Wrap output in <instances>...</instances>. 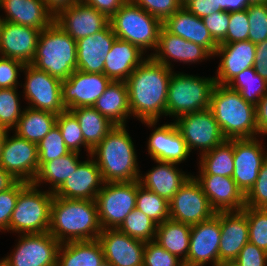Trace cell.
<instances>
[{
    "mask_svg": "<svg viewBox=\"0 0 267 266\" xmlns=\"http://www.w3.org/2000/svg\"><path fill=\"white\" fill-rule=\"evenodd\" d=\"M126 127L115 125L91 152L104 183L139 180L137 153Z\"/></svg>",
    "mask_w": 267,
    "mask_h": 266,
    "instance_id": "3957f363",
    "label": "cell"
},
{
    "mask_svg": "<svg viewBox=\"0 0 267 266\" xmlns=\"http://www.w3.org/2000/svg\"><path fill=\"white\" fill-rule=\"evenodd\" d=\"M256 111V125L259 136L267 135V93L258 101L255 106Z\"/></svg>",
    "mask_w": 267,
    "mask_h": 266,
    "instance_id": "91938a15",
    "label": "cell"
},
{
    "mask_svg": "<svg viewBox=\"0 0 267 266\" xmlns=\"http://www.w3.org/2000/svg\"><path fill=\"white\" fill-rule=\"evenodd\" d=\"M221 239L220 212L210 219L191 225L189 250L184 266H218Z\"/></svg>",
    "mask_w": 267,
    "mask_h": 266,
    "instance_id": "9a60e30c",
    "label": "cell"
},
{
    "mask_svg": "<svg viewBox=\"0 0 267 266\" xmlns=\"http://www.w3.org/2000/svg\"><path fill=\"white\" fill-rule=\"evenodd\" d=\"M143 266H184V262L155 241L145 243Z\"/></svg>",
    "mask_w": 267,
    "mask_h": 266,
    "instance_id": "c3c4849f",
    "label": "cell"
},
{
    "mask_svg": "<svg viewBox=\"0 0 267 266\" xmlns=\"http://www.w3.org/2000/svg\"><path fill=\"white\" fill-rule=\"evenodd\" d=\"M41 31L3 21L0 29V55L31 64Z\"/></svg>",
    "mask_w": 267,
    "mask_h": 266,
    "instance_id": "603a6c76",
    "label": "cell"
},
{
    "mask_svg": "<svg viewBox=\"0 0 267 266\" xmlns=\"http://www.w3.org/2000/svg\"><path fill=\"white\" fill-rule=\"evenodd\" d=\"M147 127H154L147 142V151L154 160L180 164L187 160L190 152L174 122L156 127L158 121H142Z\"/></svg>",
    "mask_w": 267,
    "mask_h": 266,
    "instance_id": "ac0fdd59",
    "label": "cell"
},
{
    "mask_svg": "<svg viewBox=\"0 0 267 266\" xmlns=\"http://www.w3.org/2000/svg\"><path fill=\"white\" fill-rule=\"evenodd\" d=\"M31 65L66 80L77 69L76 41L54 21L41 31Z\"/></svg>",
    "mask_w": 267,
    "mask_h": 266,
    "instance_id": "5b68a950",
    "label": "cell"
},
{
    "mask_svg": "<svg viewBox=\"0 0 267 266\" xmlns=\"http://www.w3.org/2000/svg\"><path fill=\"white\" fill-rule=\"evenodd\" d=\"M13 251L1 258L6 266H57L60 242L49 232L19 234Z\"/></svg>",
    "mask_w": 267,
    "mask_h": 266,
    "instance_id": "7c38bea8",
    "label": "cell"
},
{
    "mask_svg": "<svg viewBox=\"0 0 267 266\" xmlns=\"http://www.w3.org/2000/svg\"><path fill=\"white\" fill-rule=\"evenodd\" d=\"M251 3H267V0H250Z\"/></svg>",
    "mask_w": 267,
    "mask_h": 266,
    "instance_id": "89a4df30",
    "label": "cell"
},
{
    "mask_svg": "<svg viewBox=\"0 0 267 266\" xmlns=\"http://www.w3.org/2000/svg\"><path fill=\"white\" fill-rule=\"evenodd\" d=\"M207 196L211 208L217 212L241 211L245 195L232 177L221 175L193 176Z\"/></svg>",
    "mask_w": 267,
    "mask_h": 266,
    "instance_id": "cb8c5ba5",
    "label": "cell"
},
{
    "mask_svg": "<svg viewBox=\"0 0 267 266\" xmlns=\"http://www.w3.org/2000/svg\"><path fill=\"white\" fill-rule=\"evenodd\" d=\"M213 2L217 11H227V0H213Z\"/></svg>",
    "mask_w": 267,
    "mask_h": 266,
    "instance_id": "e7e4bbea",
    "label": "cell"
},
{
    "mask_svg": "<svg viewBox=\"0 0 267 266\" xmlns=\"http://www.w3.org/2000/svg\"><path fill=\"white\" fill-rule=\"evenodd\" d=\"M184 7L201 19L217 11L213 0H191Z\"/></svg>",
    "mask_w": 267,
    "mask_h": 266,
    "instance_id": "680465c9",
    "label": "cell"
},
{
    "mask_svg": "<svg viewBox=\"0 0 267 266\" xmlns=\"http://www.w3.org/2000/svg\"><path fill=\"white\" fill-rule=\"evenodd\" d=\"M17 88H0V127L10 131L17 125L23 110Z\"/></svg>",
    "mask_w": 267,
    "mask_h": 266,
    "instance_id": "7bdbcfd3",
    "label": "cell"
},
{
    "mask_svg": "<svg viewBox=\"0 0 267 266\" xmlns=\"http://www.w3.org/2000/svg\"><path fill=\"white\" fill-rule=\"evenodd\" d=\"M25 64L19 60L0 56V88H18L19 72H23Z\"/></svg>",
    "mask_w": 267,
    "mask_h": 266,
    "instance_id": "f5cc1de1",
    "label": "cell"
},
{
    "mask_svg": "<svg viewBox=\"0 0 267 266\" xmlns=\"http://www.w3.org/2000/svg\"><path fill=\"white\" fill-rule=\"evenodd\" d=\"M55 23L75 41L103 30L109 18L82 0L61 10L55 17Z\"/></svg>",
    "mask_w": 267,
    "mask_h": 266,
    "instance_id": "ffe728a7",
    "label": "cell"
},
{
    "mask_svg": "<svg viewBox=\"0 0 267 266\" xmlns=\"http://www.w3.org/2000/svg\"><path fill=\"white\" fill-rule=\"evenodd\" d=\"M9 132H10V130L0 127V156H1L4 141H5L6 136Z\"/></svg>",
    "mask_w": 267,
    "mask_h": 266,
    "instance_id": "03108f58",
    "label": "cell"
},
{
    "mask_svg": "<svg viewBox=\"0 0 267 266\" xmlns=\"http://www.w3.org/2000/svg\"><path fill=\"white\" fill-rule=\"evenodd\" d=\"M39 168L53 159L65 156L70 150L65 145L59 127L55 124L50 132L37 144Z\"/></svg>",
    "mask_w": 267,
    "mask_h": 266,
    "instance_id": "f6af8a7d",
    "label": "cell"
},
{
    "mask_svg": "<svg viewBox=\"0 0 267 266\" xmlns=\"http://www.w3.org/2000/svg\"><path fill=\"white\" fill-rule=\"evenodd\" d=\"M214 77H200L183 72H172L168 85L166 116L181 115L210 108Z\"/></svg>",
    "mask_w": 267,
    "mask_h": 266,
    "instance_id": "8992f818",
    "label": "cell"
},
{
    "mask_svg": "<svg viewBox=\"0 0 267 266\" xmlns=\"http://www.w3.org/2000/svg\"><path fill=\"white\" fill-rule=\"evenodd\" d=\"M28 182L17 180L10 188L0 192V232H9V221L19 193Z\"/></svg>",
    "mask_w": 267,
    "mask_h": 266,
    "instance_id": "7dc6e473",
    "label": "cell"
},
{
    "mask_svg": "<svg viewBox=\"0 0 267 266\" xmlns=\"http://www.w3.org/2000/svg\"><path fill=\"white\" fill-rule=\"evenodd\" d=\"M249 226V242L267 252V209L245 206Z\"/></svg>",
    "mask_w": 267,
    "mask_h": 266,
    "instance_id": "ee69618b",
    "label": "cell"
},
{
    "mask_svg": "<svg viewBox=\"0 0 267 266\" xmlns=\"http://www.w3.org/2000/svg\"><path fill=\"white\" fill-rule=\"evenodd\" d=\"M220 229L219 261H234L249 242L246 213L243 210L220 212Z\"/></svg>",
    "mask_w": 267,
    "mask_h": 266,
    "instance_id": "4316f807",
    "label": "cell"
},
{
    "mask_svg": "<svg viewBox=\"0 0 267 266\" xmlns=\"http://www.w3.org/2000/svg\"><path fill=\"white\" fill-rule=\"evenodd\" d=\"M137 180L104 183L97 193L99 222L104 229H117L136 208Z\"/></svg>",
    "mask_w": 267,
    "mask_h": 266,
    "instance_id": "9c48e42d",
    "label": "cell"
},
{
    "mask_svg": "<svg viewBox=\"0 0 267 266\" xmlns=\"http://www.w3.org/2000/svg\"><path fill=\"white\" fill-rule=\"evenodd\" d=\"M22 109V115L12 133L38 144L56 124L57 114L27 106Z\"/></svg>",
    "mask_w": 267,
    "mask_h": 266,
    "instance_id": "836d02e7",
    "label": "cell"
},
{
    "mask_svg": "<svg viewBox=\"0 0 267 266\" xmlns=\"http://www.w3.org/2000/svg\"><path fill=\"white\" fill-rule=\"evenodd\" d=\"M157 163L146 174H140L139 182L147 190L165 198L168 202L192 174H186L178 164L154 160Z\"/></svg>",
    "mask_w": 267,
    "mask_h": 266,
    "instance_id": "f546056e",
    "label": "cell"
},
{
    "mask_svg": "<svg viewBox=\"0 0 267 266\" xmlns=\"http://www.w3.org/2000/svg\"><path fill=\"white\" fill-rule=\"evenodd\" d=\"M174 120L190 153L197 149L201 155L226 140L210 108L184 114Z\"/></svg>",
    "mask_w": 267,
    "mask_h": 266,
    "instance_id": "8fae6325",
    "label": "cell"
},
{
    "mask_svg": "<svg viewBox=\"0 0 267 266\" xmlns=\"http://www.w3.org/2000/svg\"><path fill=\"white\" fill-rule=\"evenodd\" d=\"M191 0H179V3L182 7H184L187 3H189Z\"/></svg>",
    "mask_w": 267,
    "mask_h": 266,
    "instance_id": "a7ac6f4b",
    "label": "cell"
},
{
    "mask_svg": "<svg viewBox=\"0 0 267 266\" xmlns=\"http://www.w3.org/2000/svg\"><path fill=\"white\" fill-rule=\"evenodd\" d=\"M245 205L267 209V159L262 164L254 186L245 195Z\"/></svg>",
    "mask_w": 267,
    "mask_h": 266,
    "instance_id": "f907efd6",
    "label": "cell"
},
{
    "mask_svg": "<svg viewBox=\"0 0 267 266\" xmlns=\"http://www.w3.org/2000/svg\"><path fill=\"white\" fill-rule=\"evenodd\" d=\"M162 27L173 35L204 47L212 56L219 44L205 27L203 19L189 12L185 7L175 11L162 22Z\"/></svg>",
    "mask_w": 267,
    "mask_h": 266,
    "instance_id": "83f0119b",
    "label": "cell"
},
{
    "mask_svg": "<svg viewBox=\"0 0 267 266\" xmlns=\"http://www.w3.org/2000/svg\"><path fill=\"white\" fill-rule=\"evenodd\" d=\"M191 234V225L165 220L157 225L155 242L183 262L186 261Z\"/></svg>",
    "mask_w": 267,
    "mask_h": 266,
    "instance_id": "e575fe53",
    "label": "cell"
},
{
    "mask_svg": "<svg viewBox=\"0 0 267 266\" xmlns=\"http://www.w3.org/2000/svg\"><path fill=\"white\" fill-rule=\"evenodd\" d=\"M216 212L193 175L169 201V219L189 225L210 219Z\"/></svg>",
    "mask_w": 267,
    "mask_h": 266,
    "instance_id": "4fadbf2b",
    "label": "cell"
},
{
    "mask_svg": "<svg viewBox=\"0 0 267 266\" xmlns=\"http://www.w3.org/2000/svg\"><path fill=\"white\" fill-rule=\"evenodd\" d=\"M105 260L98 240L61 243L57 266H104Z\"/></svg>",
    "mask_w": 267,
    "mask_h": 266,
    "instance_id": "d6a6232c",
    "label": "cell"
},
{
    "mask_svg": "<svg viewBox=\"0 0 267 266\" xmlns=\"http://www.w3.org/2000/svg\"><path fill=\"white\" fill-rule=\"evenodd\" d=\"M202 19L213 39L218 44H221L225 40L228 31L230 12L216 11Z\"/></svg>",
    "mask_w": 267,
    "mask_h": 266,
    "instance_id": "db71d44e",
    "label": "cell"
},
{
    "mask_svg": "<svg viewBox=\"0 0 267 266\" xmlns=\"http://www.w3.org/2000/svg\"><path fill=\"white\" fill-rule=\"evenodd\" d=\"M249 29L247 9L230 12L228 31L225 40L221 44L249 40Z\"/></svg>",
    "mask_w": 267,
    "mask_h": 266,
    "instance_id": "681fc988",
    "label": "cell"
},
{
    "mask_svg": "<svg viewBox=\"0 0 267 266\" xmlns=\"http://www.w3.org/2000/svg\"><path fill=\"white\" fill-rule=\"evenodd\" d=\"M227 86L238 91L246 102L254 106L267 93V81L253 67L237 74Z\"/></svg>",
    "mask_w": 267,
    "mask_h": 266,
    "instance_id": "f35d334b",
    "label": "cell"
},
{
    "mask_svg": "<svg viewBox=\"0 0 267 266\" xmlns=\"http://www.w3.org/2000/svg\"><path fill=\"white\" fill-rule=\"evenodd\" d=\"M108 266H143L145 243L118 229H104L98 239Z\"/></svg>",
    "mask_w": 267,
    "mask_h": 266,
    "instance_id": "d6986e66",
    "label": "cell"
},
{
    "mask_svg": "<svg viewBox=\"0 0 267 266\" xmlns=\"http://www.w3.org/2000/svg\"><path fill=\"white\" fill-rule=\"evenodd\" d=\"M117 229L132 238L149 242L155 240L157 224L135 208Z\"/></svg>",
    "mask_w": 267,
    "mask_h": 266,
    "instance_id": "b9f144b4",
    "label": "cell"
},
{
    "mask_svg": "<svg viewBox=\"0 0 267 266\" xmlns=\"http://www.w3.org/2000/svg\"><path fill=\"white\" fill-rule=\"evenodd\" d=\"M48 232L60 243L97 240L102 227L96 201L54 196Z\"/></svg>",
    "mask_w": 267,
    "mask_h": 266,
    "instance_id": "7a4b0ae2",
    "label": "cell"
},
{
    "mask_svg": "<svg viewBox=\"0 0 267 266\" xmlns=\"http://www.w3.org/2000/svg\"><path fill=\"white\" fill-rule=\"evenodd\" d=\"M117 38L138 46L144 53L156 51L162 22L127 0L109 19Z\"/></svg>",
    "mask_w": 267,
    "mask_h": 266,
    "instance_id": "52a82bcc",
    "label": "cell"
},
{
    "mask_svg": "<svg viewBox=\"0 0 267 266\" xmlns=\"http://www.w3.org/2000/svg\"><path fill=\"white\" fill-rule=\"evenodd\" d=\"M78 119L85 143L93 150L115 127L107 117L93 106L70 110Z\"/></svg>",
    "mask_w": 267,
    "mask_h": 266,
    "instance_id": "8d00e7d4",
    "label": "cell"
},
{
    "mask_svg": "<svg viewBox=\"0 0 267 266\" xmlns=\"http://www.w3.org/2000/svg\"><path fill=\"white\" fill-rule=\"evenodd\" d=\"M112 82L102 73H86L76 69L62 81V102L66 110L93 106Z\"/></svg>",
    "mask_w": 267,
    "mask_h": 266,
    "instance_id": "e0dca14e",
    "label": "cell"
},
{
    "mask_svg": "<svg viewBox=\"0 0 267 266\" xmlns=\"http://www.w3.org/2000/svg\"><path fill=\"white\" fill-rule=\"evenodd\" d=\"M136 208L157 225L169 219V202L144 188L139 180H137Z\"/></svg>",
    "mask_w": 267,
    "mask_h": 266,
    "instance_id": "ab89813d",
    "label": "cell"
},
{
    "mask_svg": "<svg viewBox=\"0 0 267 266\" xmlns=\"http://www.w3.org/2000/svg\"><path fill=\"white\" fill-rule=\"evenodd\" d=\"M80 153L70 152L65 156L57 159L45 162L37 173L35 180L32 182L38 188L40 185L48 183L50 187L48 191L55 193L67 180L73 170H76L79 160Z\"/></svg>",
    "mask_w": 267,
    "mask_h": 266,
    "instance_id": "d590c367",
    "label": "cell"
},
{
    "mask_svg": "<svg viewBox=\"0 0 267 266\" xmlns=\"http://www.w3.org/2000/svg\"><path fill=\"white\" fill-rule=\"evenodd\" d=\"M251 4L250 0H227V12L241 11Z\"/></svg>",
    "mask_w": 267,
    "mask_h": 266,
    "instance_id": "be15d7a7",
    "label": "cell"
},
{
    "mask_svg": "<svg viewBox=\"0 0 267 266\" xmlns=\"http://www.w3.org/2000/svg\"><path fill=\"white\" fill-rule=\"evenodd\" d=\"M146 12L163 22L182 6L179 0H131Z\"/></svg>",
    "mask_w": 267,
    "mask_h": 266,
    "instance_id": "816d5d0a",
    "label": "cell"
},
{
    "mask_svg": "<svg viewBox=\"0 0 267 266\" xmlns=\"http://www.w3.org/2000/svg\"><path fill=\"white\" fill-rule=\"evenodd\" d=\"M0 166L16 180L32 183L39 171L37 144L24 138L7 134L3 144Z\"/></svg>",
    "mask_w": 267,
    "mask_h": 266,
    "instance_id": "5bb4252c",
    "label": "cell"
},
{
    "mask_svg": "<svg viewBox=\"0 0 267 266\" xmlns=\"http://www.w3.org/2000/svg\"><path fill=\"white\" fill-rule=\"evenodd\" d=\"M25 83L21 84L24 100L28 106L37 110H44L60 114L65 106L62 102V81L49 75L47 72L37 69L31 64L23 68Z\"/></svg>",
    "mask_w": 267,
    "mask_h": 266,
    "instance_id": "30bf717a",
    "label": "cell"
},
{
    "mask_svg": "<svg viewBox=\"0 0 267 266\" xmlns=\"http://www.w3.org/2000/svg\"><path fill=\"white\" fill-rule=\"evenodd\" d=\"M3 21L44 30L54 22V15L43 0H0Z\"/></svg>",
    "mask_w": 267,
    "mask_h": 266,
    "instance_id": "f1b7e54d",
    "label": "cell"
},
{
    "mask_svg": "<svg viewBox=\"0 0 267 266\" xmlns=\"http://www.w3.org/2000/svg\"><path fill=\"white\" fill-rule=\"evenodd\" d=\"M2 22H3V19H2L1 15H0V29H1Z\"/></svg>",
    "mask_w": 267,
    "mask_h": 266,
    "instance_id": "2644e50d",
    "label": "cell"
},
{
    "mask_svg": "<svg viewBox=\"0 0 267 266\" xmlns=\"http://www.w3.org/2000/svg\"><path fill=\"white\" fill-rule=\"evenodd\" d=\"M256 44L249 40L219 44L213 57H221L214 76L216 84L227 85L237 74L254 66Z\"/></svg>",
    "mask_w": 267,
    "mask_h": 266,
    "instance_id": "d4e9b609",
    "label": "cell"
},
{
    "mask_svg": "<svg viewBox=\"0 0 267 266\" xmlns=\"http://www.w3.org/2000/svg\"><path fill=\"white\" fill-rule=\"evenodd\" d=\"M17 180L0 166V192L10 188Z\"/></svg>",
    "mask_w": 267,
    "mask_h": 266,
    "instance_id": "6125c7cd",
    "label": "cell"
},
{
    "mask_svg": "<svg viewBox=\"0 0 267 266\" xmlns=\"http://www.w3.org/2000/svg\"><path fill=\"white\" fill-rule=\"evenodd\" d=\"M262 144V141L256 137L233 139L234 171L232 178L244 195L254 186L262 164L267 159V149Z\"/></svg>",
    "mask_w": 267,
    "mask_h": 266,
    "instance_id": "2e32d148",
    "label": "cell"
},
{
    "mask_svg": "<svg viewBox=\"0 0 267 266\" xmlns=\"http://www.w3.org/2000/svg\"><path fill=\"white\" fill-rule=\"evenodd\" d=\"M93 107L115 125H126L131 116L126 82L112 81Z\"/></svg>",
    "mask_w": 267,
    "mask_h": 266,
    "instance_id": "1f68e13d",
    "label": "cell"
},
{
    "mask_svg": "<svg viewBox=\"0 0 267 266\" xmlns=\"http://www.w3.org/2000/svg\"><path fill=\"white\" fill-rule=\"evenodd\" d=\"M255 53L253 68L267 81V39L256 44Z\"/></svg>",
    "mask_w": 267,
    "mask_h": 266,
    "instance_id": "6f0895ef",
    "label": "cell"
},
{
    "mask_svg": "<svg viewBox=\"0 0 267 266\" xmlns=\"http://www.w3.org/2000/svg\"><path fill=\"white\" fill-rule=\"evenodd\" d=\"M135 68L125 81L131 116L139 121H158L166 116L168 85L173 70L151 56Z\"/></svg>",
    "mask_w": 267,
    "mask_h": 266,
    "instance_id": "6da1fadb",
    "label": "cell"
},
{
    "mask_svg": "<svg viewBox=\"0 0 267 266\" xmlns=\"http://www.w3.org/2000/svg\"><path fill=\"white\" fill-rule=\"evenodd\" d=\"M48 10L56 16L61 10L66 9L80 0H43Z\"/></svg>",
    "mask_w": 267,
    "mask_h": 266,
    "instance_id": "94428289",
    "label": "cell"
},
{
    "mask_svg": "<svg viewBox=\"0 0 267 266\" xmlns=\"http://www.w3.org/2000/svg\"><path fill=\"white\" fill-rule=\"evenodd\" d=\"M89 158V159H88ZM104 181L96 161L91 155L78 164L54 196L76 200H95Z\"/></svg>",
    "mask_w": 267,
    "mask_h": 266,
    "instance_id": "7402d4cb",
    "label": "cell"
},
{
    "mask_svg": "<svg viewBox=\"0 0 267 266\" xmlns=\"http://www.w3.org/2000/svg\"><path fill=\"white\" fill-rule=\"evenodd\" d=\"M86 5L104 13L109 19L127 0H82Z\"/></svg>",
    "mask_w": 267,
    "mask_h": 266,
    "instance_id": "9f6ffc18",
    "label": "cell"
},
{
    "mask_svg": "<svg viewBox=\"0 0 267 266\" xmlns=\"http://www.w3.org/2000/svg\"><path fill=\"white\" fill-rule=\"evenodd\" d=\"M249 41L259 43L267 39V3H252L247 8Z\"/></svg>",
    "mask_w": 267,
    "mask_h": 266,
    "instance_id": "bcb514c9",
    "label": "cell"
},
{
    "mask_svg": "<svg viewBox=\"0 0 267 266\" xmlns=\"http://www.w3.org/2000/svg\"><path fill=\"white\" fill-rule=\"evenodd\" d=\"M148 56L172 70L173 61L194 64L213 57L204 47L173 35L163 27L159 31L156 51L154 53L151 52Z\"/></svg>",
    "mask_w": 267,
    "mask_h": 266,
    "instance_id": "44dd1931",
    "label": "cell"
},
{
    "mask_svg": "<svg viewBox=\"0 0 267 266\" xmlns=\"http://www.w3.org/2000/svg\"><path fill=\"white\" fill-rule=\"evenodd\" d=\"M54 193L41 191L29 183L17 198L9 221V232L19 234L44 233L49 231L51 204Z\"/></svg>",
    "mask_w": 267,
    "mask_h": 266,
    "instance_id": "ba28073f",
    "label": "cell"
},
{
    "mask_svg": "<svg viewBox=\"0 0 267 266\" xmlns=\"http://www.w3.org/2000/svg\"><path fill=\"white\" fill-rule=\"evenodd\" d=\"M234 262L239 266H267V252L247 242Z\"/></svg>",
    "mask_w": 267,
    "mask_h": 266,
    "instance_id": "11a10c76",
    "label": "cell"
},
{
    "mask_svg": "<svg viewBox=\"0 0 267 266\" xmlns=\"http://www.w3.org/2000/svg\"><path fill=\"white\" fill-rule=\"evenodd\" d=\"M218 266H239V265L234 261H227L220 263Z\"/></svg>",
    "mask_w": 267,
    "mask_h": 266,
    "instance_id": "003e7915",
    "label": "cell"
},
{
    "mask_svg": "<svg viewBox=\"0 0 267 266\" xmlns=\"http://www.w3.org/2000/svg\"><path fill=\"white\" fill-rule=\"evenodd\" d=\"M138 46L116 38L104 64V75L112 81H126L146 58Z\"/></svg>",
    "mask_w": 267,
    "mask_h": 266,
    "instance_id": "4dcf8cb0",
    "label": "cell"
},
{
    "mask_svg": "<svg viewBox=\"0 0 267 266\" xmlns=\"http://www.w3.org/2000/svg\"><path fill=\"white\" fill-rule=\"evenodd\" d=\"M0 266H6L1 259H0Z\"/></svg>",
    "mask_w": 267,
    "mask_h": 266,
    "instance_id": "8c879c8a",
    "label": "cell"
},
{
    "mask_svg": "<svg viewBox=\"0 0 267 266\" xmlns=\"http://www.w3.org/2000/svg\"><path fill=\"white\" fill-rule=\"evenodd\" d=\"M210 110L226 139L258 137L255 106L246 102L238 91L215 84Z\"/></svg>",
    "mask_w": 267,
    "mask_h": 266,
    "instance_id": "277c9868",
    "label": "cell"
},
{
    "mask_svg": "<svg viewBox=\"0 0 267 266\" xmlns=\"http://www.w3.org/2000/svg\"><path fill=\"white\" fill-rule=\"evenodd\" d=\"M56 125L59 127L65 145L70 152L80 153L81 148L86 150V156L91 155L92 149L85 143L80 124L76 116L69 110L57 115Z\"/></svg>",
    "mask_w": 267,
    "mask_h": 266,
    "instance_id": "60d3db41",
    "label": "cell"
},
{
    "mask_svg": "<svg viewBox=\"0 0 267 266\" xmlns=\"http://www.w3.org/2000/svg\"><path fill=\"white\" fill-rule=\"evenodd\" d=\"M116 38L109 23L103 30L77 40V69L104 74L105 59Z\"/></svg>",
    "mask_w": 267,
    "mask_h": 266,
    "instance_id": "484cf974",
    "label": "cell"
},
{
    "mask_svg": "<svg viewBox=\"0 0 267 266\" xmlns=\"http://www.w3.org/2000/svg\"><path fill=\"white\" fill-rule=\"evenodd\" d=\"M198 175L232 177L234 171L233 139H226L199 156Z\"/></svg>",
    "mask_w": 267,
    "mask_h": 266,
    "instance_id": "74e56055",
    "label": "cell"
}]
</instances>
